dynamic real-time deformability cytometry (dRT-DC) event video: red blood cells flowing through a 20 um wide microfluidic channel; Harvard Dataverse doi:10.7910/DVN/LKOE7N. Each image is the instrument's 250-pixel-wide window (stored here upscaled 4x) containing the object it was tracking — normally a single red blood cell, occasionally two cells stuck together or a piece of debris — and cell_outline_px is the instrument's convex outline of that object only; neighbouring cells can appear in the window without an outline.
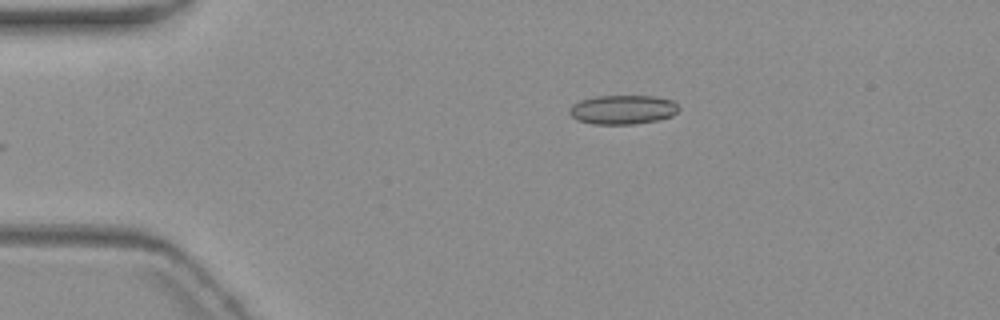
{"species": "common noctule bat (a hibernating species)", "species_latin": "Nyctalus noctula", "temperature_condition": "warm", "stored_images_in_passage": 3, "camera_frame_rate_fps": 3000, "um_per_image_px": 0.085, "animal": {"sex": "female", "body_mass_g": 19.3, "forearm_length_mm": 54.1}, "frame": {"image": 1, "passage_image": 3, "time_ms": 2.333, "image_size_px": [1000, 320], "cell_outline_px": [[680, 108], [672, 116], [656, 120], [632, 124], [592, 124], [576, 120], [568, 112], [572, 104], [580, 100], [596, 96], [652, 96], [672, 100]], "centroid_in_image_um": [52.9, 9.32], "position_along_channel_um": 32.1, "area_um2": 18.55}}